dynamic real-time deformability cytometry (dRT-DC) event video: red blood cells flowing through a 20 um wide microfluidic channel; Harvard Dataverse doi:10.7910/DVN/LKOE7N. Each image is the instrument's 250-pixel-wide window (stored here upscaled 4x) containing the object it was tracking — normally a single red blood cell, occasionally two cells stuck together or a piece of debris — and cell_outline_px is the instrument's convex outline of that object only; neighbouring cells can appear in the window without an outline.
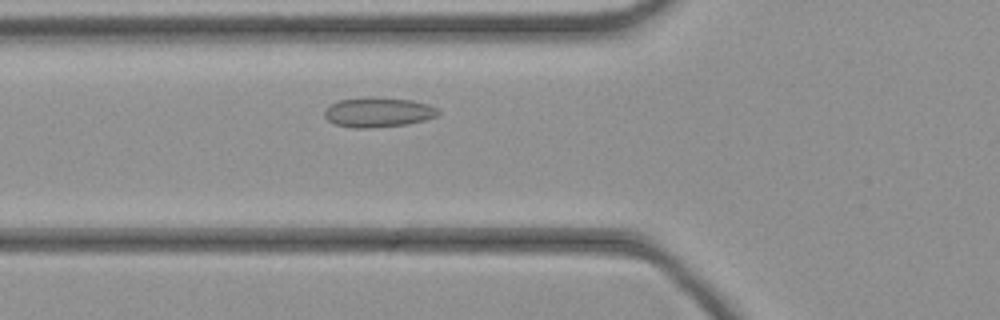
{"species": "common noctule bat (a hibernating species)", "species_latin": "Nyctalus noctula", "temperature_condition": "cold", "stored_images_in_passage": 38, "camera_frame_rate_fps": 3000, "um_per_image_px": 0.085, "animal": {"sex": "female", "body_mass_g": 21.9}, "frame": {"image": 1, "passage_image": 9, "time_ms": 2.667, "image_size_px": [1000, 320], "cell_outline_px": [[440, 112], [436, 116], [424, 120], [408, 124], [372, 128], [352, 128], [336, 124], [328, 120], [324, 116], [324, 108], [340, 100], [368, 96], [372, 96], [412, 100], [428, 104], [436, 108]], "centroid_in_image_um": [32.13, 9.53], "position_along_channel_um": 93.7, "area_um2": 19.88}}
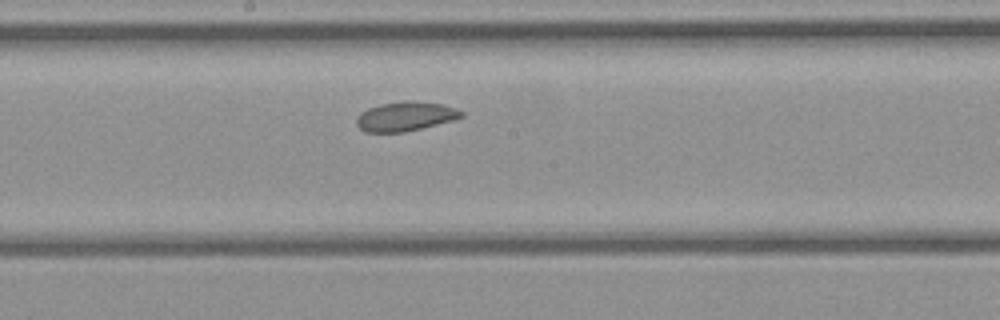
{"frame": {"image": 2, "passage_image": 17, "time_ms": 5.333, "image_size_px": [1000, 320], "cell_outline_px": [[464, 116], [452, 120], [404, 132], [364, 132], [356, 124], [356, 120], [360, 112], [368, 108], [380, 104], [412, 100], [440, 104], [456, 108], [464, 112]], "centroid_in_image_um": [34.44, 9.89], "position_along_channel_um": 213.8, "area_um2": 17.74}}
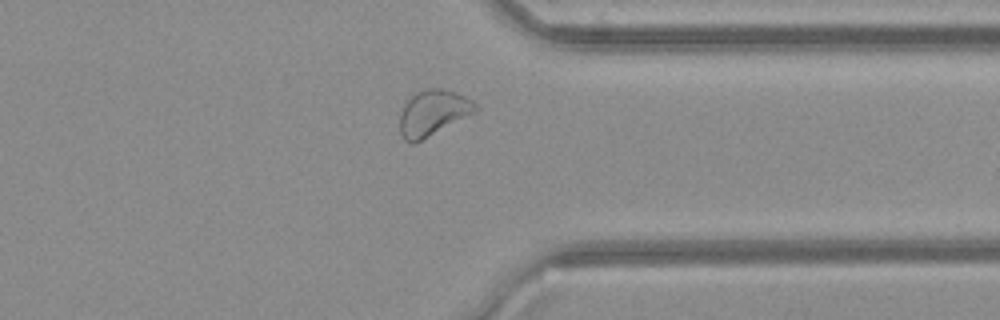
{"frame": {"image": 3, "passage_image": 28, "time_ms": 9.0, "image_size_px": [1000, 320], "cell_outline_px": [[480, 108], [476, 112], [412, 144], [404, 140], [400, 132], [400, 112], [404, 104], [416, 92], [428, 88], [440, 88], [464, 96], [472, 100]], "centroid_in_image_um": [36.79, 9.59], "position_along_channel_um": 374.6, "area_um2": 19.83}}